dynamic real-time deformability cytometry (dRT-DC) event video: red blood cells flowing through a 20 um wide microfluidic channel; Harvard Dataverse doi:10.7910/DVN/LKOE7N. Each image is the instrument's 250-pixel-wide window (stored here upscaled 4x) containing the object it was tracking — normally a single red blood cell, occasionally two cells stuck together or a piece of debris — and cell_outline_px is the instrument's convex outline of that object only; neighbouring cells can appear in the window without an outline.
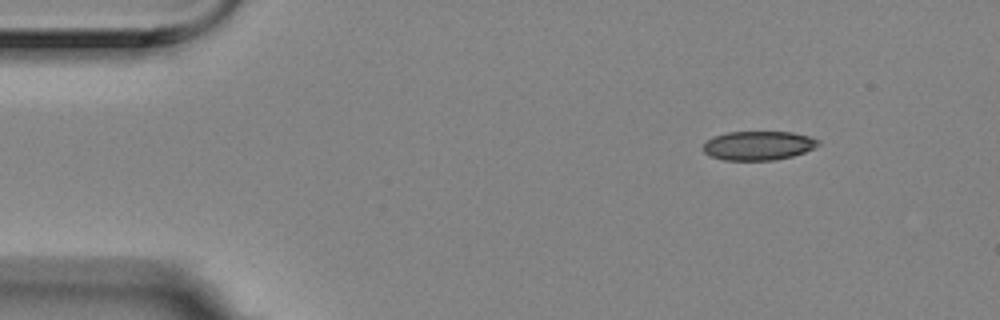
{"species": "Egyptian fruit bat (a non-hibernating species)", "species_latin": "Rousettus aegyptiacus", "temperature_condition": "room temperature", "stored_images_in_passage": 5, "camera_frame_rate_fps": 3000, "um_per_image_px": 0.085, "animal": {"sex": "female"}, "frame": {"image": 1, "passage_image": 1, "time_ms": 0.0, "image_size_px": [1000, 320], "cell_outline_px": [[820, 144], [804, 152], [792, 156], [772, 160], [724, 160], [712, 156], [704, 152], [704, 144], [712, 136], [728, 132], [792, 132], [808, 136], [820, 140]], "centroid_in_image_um": [64.46, 12.37], "position_along_channel_um": 20.5, "area_um2": 19.31}}
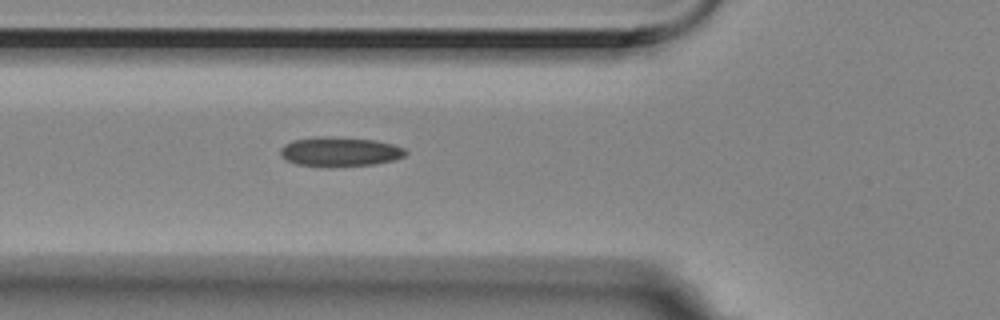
{"frame": {"image": 2, "passage_image": 5, "time_ms": 1.333, "image_size_px": [1000, 320], "cell_outline_px": [[408, 152], [404, 156], [392, 160], [372, 164], [328, 168], [296, 164], [280, 156], [280, 148], [284, 144], [292, 140], [316, 136], [332, 136], [376, 140], [392, 144], [404, 148]], "centroid_in_image_um": [28.84, 12.89], "position_along_channel_um": 97.0, "area_um2": 21.85}}